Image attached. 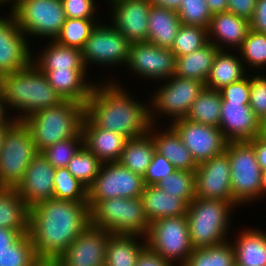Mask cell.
Here are the masks:
<instances>
[{"instance_id": "cell-1", "label": "cell", "mask_w": 266, "mask_h": 266, "mask_svg": "<svg viewBox=\"0 0 266 266\" xmlns=\"http://www.w3.org/2000/svg\"><path fill=\"white\" fill-rule=\"evenodd\" d=\"M89 225L88 202L50 198L29 209L28 234L38 258L58 259Z\"/></svg>"}, {"instance_id": "cell-2", "label": "cell", "mask_w": 266, "mask_h": 266, "mask_svg": "<svg viewBox=\"0 0 266 266\" xmlns=\"http://www.w3.org/2000/svg\"><path fill=\"white\" fill-rule=\"evenodd\" d=\"M115 83L94 84L85 104V115L98 128L119 133L127 139L150 133L155 111L131 99V95Z\"/></svg>"}, {"instance_id": "cell-3", "label": "cell", "mask_w": 266, "mask_h": 266, "mask_svg": "<svg viewBox=\"0 0 266 266\" xmlns=\"http://www.w3.org/2000/svg\"><path fill=\"white\" fill-rule=\"evenodd\" d=\"M0 92L4 107L9 105L24 112L22 116L13 118L17 121H23L31 114L63 101L49 84L46 75L33 62L25 69L1 75Z\"/></svg>"}, {"instance_id": "cell-4", "label": "cell", "mask_w": 266, "mask_h": 266, "mask_svg": "<svg viewBox=\"0 0 266 266\" xmlns=\"http://www.w3.org/2000/svg\"><path fill=\"white\" fill-rule=\"evenodd\" d=\"M85 105L63 100L56 106L39 110L23 121L30 128L37 150L74 137H83Z\"/></svg>"}, {"instance_id": "cell-5", "label": "cell", "mask_w": 266, "mask_h": 266, "mask_svg": "<svg viewBox=\"0 0 266 266\" xmlns=\"http://www.w3.org/2000/svg\"><path fill=\"white\" fill-rule=\"evenodd\" d=\"M90 225L112 234L147 237L150 222L139 198H112L88 201Z\"/></svg>"}, {"instance_id": "cell-6", "label": "cell", "mask_w": 266, "mask_h": 266, "mask_svg": "<svg viewBox=\"0 0 266 266\" xmlns=\"http://www.w3.org/2000/svg\"><path fill=\"white\" fill-rule=\"evenodd\" d=\"M233 207L236 208L235 203L217 199L195 197L191 201L186 215L194 249L215 246L227 241L225 235Z\"/></svg>"}, {"instance_id": "cell-7", "label": "cell", "mask_w": 266, "mask_h": 266, "mask_svg": "<svg viewBox=\"0 0 266 266\" xmlns=\"http://www.w3.org/2000/svg\"><path fill=\"white\" fill-rule=\"evenodd\" d=\"M39 153L30 128L24 121L14 120L5 129L0 149V187L16 188Z\"/></svg>"}, {"instance_id": "cell-8", "label": "cell", "mask_w": 266, "mask_h": 266, "mask_svg": "<svg viewBox=\"0 0 266 266\" xmlns=\"http://www.w3.org/2000/svg\"><path fill=\"white\" fill-rule=\"evenodd\" d=\"M225 153L230 160L233 203L237 207L261 196L262 169L258 165L253 145L249 141H232Z\"/></svg>"}, {"instance_id": "cell-9", "label": "cell", "mask_w": 266, "mask_h": 266, "mask_svg": "<svg viewBox=\"0 0 266 266\" xmlns=\"http://www.w3.org/2000/svg\"><path fill=\"white\" fill-rule=\"evenodd\" d=\"M11 13L27 36L37 35L54 40L66 21L62 0H9Z\"/></svg>"}, {"instance_id": "cell-10", "label": "cell", "mask_w": 266, "mask_h": 266, "mask_svg": "<svg viewBox=\"0 0 266 266\" xmlns=\"http://www.w3.org/2000/svg\"><path fill=\"white\" fill-rule=\"evenodd\" d=\"M146 242L152 251L161 255L165 260L170 263L179 261L180 266H183L194 250L191 244L187 215L152 221Z\"/></svg>"}, {"instance_id": "cell-11", "label": "cell", "mask_w": 266, "mask_h": 266, "mask_svg": "<svg viewBox=\"0 0 266 266\" xmlns=\"http://www.w3.org/2000/svg\"><path fill=\"white\" fill-rule=\"evenodd\" d=\"M144 187V177L119 162L102 163L98 176L88 188V201L139 198Z\"/></svg>"}, {"instance_id": "cell-12", "label": "cell", "mask_w": 266, "mask_h": 266, "mask_svg": "<svg viewBox=\"0 0 266 266\" xmlns=\"http://www.w3.org/2000/svg\"><path fill=\"white\" fill-rule=\"evenodd\" d=\"M130 43L112 25L97 24L82 50L83 62L118 65L127 64Z\"/></svg>"}, {"instance_id": "cell-13", "label": "cell", "mask_w": 266, "mask_h": 266, "mask_svg": "<svg viewBox=\"0 0 266 266\" xmlns=\"http://www.w3.org/2000/svg\"><path fill=\"white\" fill-rule=\"evenodd\" d=\"M161 87L152 98L151 108L154 107V110H160L159 112L163 115L172 116V120L177 121L186 118L205 84L198 80L174 75Z\"/></svg>"}, {"instance_id": "cell-14", "label": "cell", "mask_w": 266, "mask_h": 266, "mask_svg": "<svg viewBox=\"0 0 266 266\" xmlns=\"http://www.w3.org/2000/svg\"><path fill=\"white\" fill-rule=\"evenodd\" d=\"M170 125L180 135L197 165L225 152L228 141L219 127L196 123L186 118L173 121Z\"/></svg>"}, {"instance_id": "cell-15", "label": "cell", "mask_w": 266, "mask_h": 266, "mask_svg": "<svg viewBox=\"0 0 266 266\" xmlns=\"http://www.w3.org/2000/svg\"><path fill=\"white\" fill-rule=\"evenodd\" d=\"M195 186L198 198L233 202L230 160L225 152L198 164Z\"/></svg>"}, {"instance_id": "cell-16", "label": "cell", "mask_w": 266, "mask_h": 266, "mask_svg": "<svg viewBox=\"0 0 266 266\" xmlns=\"http://www.w3.org/2000/svg\"><path fill=\"white\" fill-rule=\"evenodd\" d=\"M126 65L131 71L148 79L168 80L175 75L176 57L170 49L139 42L130 44Z\"/></svg>"}, {"instance_id": "cell-17", "label": "cell", "mask_w": 266, "mask_h": 266, "mask_svg": "<svg viewBox=\"0 0 266 266\" xmlns=\"http://www.w3.org/2000/svg\"><path fill=\"white\" fill-rule=\"evenodd\" d=\"M112 233L89 225L58 258L62 266H105Z\"/></svg>"}, {"instance_id": "cell-18", "label": "cell", "mask_w": 266, "mask_h": 266, "mask_svg": "<svg viewBox=\"0 0 266 266\" xmlns=\"http://www.w3.org/2000/svg\"><path fill=\"white\" fill-rule=\"evenodd\" d=\"M9 18L0 16V76L25 69L33 62L25 33L13 15Z\"/></svg>"}, {"instance_id": "cell-19", "label": "cell", "mask_w": 266, "mask_h": 266, "mask_svg": "<svg viewBox=\"0 0 266 266\" xmlns=\"http://www.w3.org/2000/svg\"><path fill=\"white\" fill-rule=\"evenodd\" d=\"M112 26L123 34L130 44L147 42L150 0H110Z\"/></svg>"}, {"instance_id": "cell-20", "label": "cell", "mask_w": 266, "mask_h": 266, "mask_svg": "<svg viewBox=\"0 0 266 266\" xmlns=\"http://www.w3.org/2000/svg\"><path fill=\"white\" fill-rule=\"evenodd\" d=\"M250 102H228L221 97L219 128L228 142L249 141L260 133V119Z\"/></svg>"}, {"instance_id": "cell-21", "label": "cell", "mask_w": 266, "mask_h": 266, "mask_svg": "<svg viewBox=\"0 0 266 266\" xmlns=\"http://www.w3.org/2000/svg\"><path fill=\"white\" fill-rule=\"evenodd\" d=\"M55 168L39 153L26 168L16 191L29 209L53 198Z\"/></svg>"}, {"instance_id": "cell-22", "label": "cell", "mask_w": 266, "mask_h": 266, "mask_svg": "<svg viewBox=\"0 0 266 266\" xmlns=\"http://www.w3.org/2000/svg\"><path fill=\"white\" fill-rule=\"evenodd\" d=\"M84 146L102 163L118 162L125 143V136L98 128L86 115L82 125Z\"/></svg>"}, {"instance_id": "cell-23", "label": "cell", "mask_w": 266, "mask_h": 266, "mask_svg": "<svg viewBox=\"0 0 266 266\" xmlns=\"http://www.w3.org/2000/svg\"><path fill=\"white\" fill-rule=\"evenodd\" d=\"M250 29L251 26L248 20L227 11L213 14L207 30L208 35H210L208 36L209 42L213 43L219 50H224L222 43H227L232 48L235 46L238 49L247 37ZM214 37L216 40H213Z\"/></svg>"}, {"instance_id": "cell-24", "label": "cell", "mask_w": 266, "mask_h": 266, "mask_svg": "<svg viewBox=\"0 0 266 266\" xmlns=\"http://www.w3.org/2000/svg\"><path fill=\"white\" fill-rule=\"evenodd\" d=\"M141 199L150 223L161 218L180 217L188 211L189 204L183 198L171 195L156 185H145Z\"/></svg>"}, {"instance_id": "cell-25", "label": "cell", "mask_w": 266, "mask_h": 266, "mask_svg": "<svg viewBox=\"0 0 266 266\" xmlns=\"http://www.w3.org/2000/svg\"><path fill=\"white\" fill-rule=\"evenodd\" d=\"M49 84L63 98L83 105L91 96L94 85L85 82L87 70H40Z\"/></svg>"}, {"instance_id": "cell-26", "label": "cell", "mask_w": 266, "mask_h": 266, "mask_svg": "<svg viewBox=\"0 0 266 266\" xmlns=\"http://www.w3.org/2000/svg\"><path fill=\"white\" fill-rule=\"evenodd\" d=\"M181 24L176 10L152 4L148 17L147 42L171 49Z\"/></svg>"}, {"instance_id": "cell-27", "label": "cell", "mask_w": 266, "mask_h": 266, "mask_svg": "<svg viewBox=\"0 0 266 266\" xmlns=\"http://www.w3.org/2000/svg\"><path fill=\"white\" fill-rule=\"evenodd\" d=\"M154 133L151 132L150 135L154 140L156 151L166 157L176 170L196 171L197 163L172 126L167 128L166 132Z\"/></svg>"}, {"instance_id": "cell-28", "label": "cell", "mask_w": 266, "mask_h": 266, "mask_svg": "<svg viewBox=\"0 0 266 266\" xmlns=\"http://www.w3.org/2000/svg\"><path fill=\"white\" fill-rule=\"evenodd\" d=\"M42 53V54H41ZM33 64L39 70H87L83 62L82 50L68 47L53 40Z\"/></svg>"}, {"instance_id": "cell-29", "label": "cell", "mask_w": 266, "mask_h": 266, "mask_svg": "<svg viewBox=\"0 0 266 266\" xmlns=\"http://www.w3.org/2000/svg\"><path fill=\"white\" fill-rule=\"evenodd\" d=\"M29 208L16 188L0 187V228L28 233Z\"/></svg>"}, {"instance_id": "cell-30", "label": "cell", "mask_w": 266, "mask_h": 266, "mask_svg": "<svg viewBox=\"0 0 266 266\" xmlns=\"http://www.w3.org/2000/svg\"><path fill=\"white\" fill-rule=\"evenodd\" d=\"M238 56L218 50L216 53L205 87L221 90L223 87L246 77L243 61Z\"/></svg>"}, {"instance_id": "cell-31", "label": "cell", "mask_w": 266, "mask_h": 266, "mask_svg": "<svg viewBox=\"0 0 266 266\" xmlns=\"http://www.w3.org/2000/svg\"><path fill=\"white\" fill-rule=\"evenodd\" d=\"M218 48L211 42L188 55L176 58L175 75L205 84Z\"/></svg>"}, {"instance_id": "cell-32", "label": "cell", "mask_w": 266, "mask_h": 266, "mask_svg": "<svg viewBox=\"0 0 266 266\" xmlns=\"http://www.w3.org/2000/svg\"><path fill=\"white\" fill-rule=\"evenodd\" d=\"M240 234L233 243L235 266H266V234L257 229Z\"/></svg>"}, {"instance_id": "cell-33", "label": "cell", "mask_w": 266, "mask_h": 266, "mask_svg": "<svg viewBox=\"0 0 266 266\" xmlns=\"http://www.w3.org/2000/svg\"><path fill=\"white\" fill-rule=\"evenodd\" d=\"M156 151L155 143L149 132L126 141L119 163L144 177Z\"/></svg>"}, {"instance_id": "cell-34", "label": "cell", "mask_w": 266, "mask_h": 266, "mask_svg": "<svg viewBox=\"0 0 266 266\" xmlns=\"http://www.w3.org/2000/svg\"><path fill=\"white\" fill-rule=\"evenodd\" d=\"M139 235L111 234L108 239L105 266H136L137 259L147 246L139 244Z\"/></svg>"}, {"instance_id": "cell-35", "label": "cell", "mask_w": 266, "mask_h": 266, "mask_svg": "<svg viewBox=\"0 0 266 266\" xmlns=\"http://www.w3.org/2000/svg\"><path fill=\"white\" fill-rule=\"evenodd\" d=\"M221 115V94L218 90L204 87L193 102L186 119L219 127Z\"/></svg>"}, {"instance_id": "cell-36", "label": "cell", "mask_w": 266, "mask_h": 266, "mask_svg": "<svg viewBox=\"0 0 266 266\" xmlns=\"http://www.w3.org/2000/svg\"><path fill=\"white\" fill-rule=\"evenodd\" d=\"M183 266H235L233 243L195 248Z\"/></svg>"}, {"instance_id": "cell-37", "label": "cell", "mask_w": 266, "mask_h": 266, "mask_svg": "<svg viewBox=\"0 0 266 266\" xmlns=\"http://www.w3.org/2000/svg\"><path fill=\"white\" fill-rule=\"evenodd\" d=\"M53 198L73 202H88V188L76 179L67 167L56 168Z\"/></svg>"}, {"instance_id": "cell-38", "label": "cell", "mask_w": 266, "mask_h": 266, "mask_svg": "<svg viewBox=\"0 0 266 266\" xmlns=\"http://www.w3.org/2000/svg\"><path fill=\"white\" fill-rule=\"evenodd\" d=\"M208 36L206 28L181 24L170 50L176 58L188 55L208 44Z\"/></svg>"}, {"instance_id": "cell-39", "label": "cell", "mask_w": 266, "mask_h": 266, "mask_svg": "<svg viewBox=\"0 0 266 266\" xmlns=\"http://www.w3.org/2000/svg\"><path fill=\"white\" fill-rule=\"evenodd\" d=\"M97 24L94 19L66 18L54 40L64 46L82 49Z\"/></svg>"}, {"instance_id": "cell-40", "label": "cell", "mask_w": 266, "mask_h": 266, "mask_svg": "<svg viewBox=\"0 0 266 266\" xmlns=\"http://www.w3.org/2000/svg\"><path fill=\"white\" fill-rule=\"evenodd\" d=\"M102 162L83 146L71 159L68 171L87 188H89L98 176Z\"/></svg>"}, {"instance_id": "cell-41", "label": "cell", "mask_w": 266, "mask_h": 266, "mask_svg": "<svg viewBox=\"0 0 266 266\" xmlns=\"http://www.w3.org/2000/svg\"><path fill=\"white\" fill-rule=\"evenodd\" d=\"M161 190L183 198L188 204L196 197L195 171L175 170L156 184Z\"/></svg>"}, {"instance_id": "cell-42", "label": "cell", "mask_w": 266, "mask_h": 266, "mask_svg": "<svg viewBox=\"0 0 266 266\" xmlns=\"http://www.w3.org/2000/svg\"><path fill=\"white\" fill-rule=\"evenodd\" d=\"M37 259L28 233L22 235L7 250L0 251V266H32Z\"/></svg>"}, {"instance_id": "cell-43", "label": "cell", "mask_w": 266, "mask_h": 266, "mask_svg": "<svg viewBox=\"0 0 266 266\" xmlns=\"http://www.w3.org/2000/svg\"><path fill=\"white\" fill-rule=\"evenodd\" d=\"M84 146L83 137H74L52 144L40 153L56 169L67 167L74 155Z\"/></svg>"}, {"instance_id": "cell-44", "label": "cell", "mask_w": 266, "mask_h": 266, "mask_svg": "<svg viewBox=\"0 0 266 266\" xmlns=\"http://www.w3.org/2000/svg\"><path fill=\"white\" fill-rule=\"evenodd\" d=\"M238 49L245 64L255 69L266 66V34L250 29Z\"/></svg>"}, {"instance_id": "cell-45", "label": "cell", "mask_w": 266, "mask_h": 266, "mask_svg": "<svg viewBox=\"0 0 266 266\" xmlns=\"http://www.w3.org/2000/svg\"><path fill=\"white\" fill-rule=\"evenodd\" d=\"M177 13L182 24L201 26L206 29L212 19L206 0H181Z\"/></svg>"}, {"instance_id": "cell-46", "label": "cell", "mask_w": 266, "mask_h": 266, "mask_svg": "<svg viewBox=\"0 0 266 266\" xmlns=\"http://www.w3.org/2000/svg\"><path fill=\"white\" fill-rule=\"evenodd\" d=\"M175 170L174 165L166 157L155 151L147 172L144 175V183L145 185H156L171 175Z\"/></svg>"}, {"instance_id": "cell-47", "label": "cell", "mask_w": 266, "mask_h": 266, "mask_svg": "<svg viewBox=\"0 0 266 266\" xmlns=\"http://www.w3.org/2000/svg\"><path fill=\"white\" fill-rule=\"evenodd\" d=\"M249 106L259 119L266 115V76L254 75L250 79Z\"/></svg>"}, {"instance_id": "cell-48", "label": "cell", "mask_w": 266, "mask_h": 266, "mask_svg": "<svg viewBox=\"0 0 266 266\" xmlns=\"http://www.w3.org/2000/svg\"><path fill=\"white\" fill-rule=\"evenodd\" d=\"M66 18L94 19V0H62Z\"/></svg>"}, {"instance_id": "cell-49", "label": "cell", "mask_w": 266, "mask_h": 266, "mask_svg": "<svg viewBox=\"0 0 266 266\" xmlns=\"http://www.w3.org/2000/svg\"><path fill=\"white\" fill-rule=\"evenodd\" d=\"M221 97L228 102H250V78L247 76L219 90Z\"/></svg>"}, {"instance_id": "cell-50", "label": "cell", "mask_w": 266, "mask_h": 266, "mask_svg": "<svg viewBox=\"0 0 266 266\" xmlns=\"http://www.w3.org/2000/svg\"><path fill=\"white\" fill-rule=\"evenodd\" d=\"M227 11L248 20H252L257 0H227Z\"/></svg>"}, {"instance_id": "cell-51", "label": "cell", "mask_w": 266, "mask_h": 266, "mask_svg": "<svg viewBox=\"0 0 266 266\" xmlns=\"http://www.w3.org/2000/svg\"><path fill=\"white\" fill-rule=\"evenodd\" d=\"M136 266H173L172 263L165 260L161 255L152 251L146 246L140 253Z\"/></svg>"}, {"instance_id": "cell-52", "label": "cell", "mask_w": 266, "mask_h": 266, "mask_svg": "<svg viewBox=\"0 0 266 266\" xmlns=\"http://www.w3.org/2000/svg\"><path fill=\"white\" fill-rule=\"evenodd\" d=\"M250 26L252 30L266 34V0H257Z\"/></svg>"}, {"instance_id": "cell-53", "label": "cell", "mask_w": 266, "mask_h": 266, "mask_svg": "<svg viewBox=\"0 0 266 266\" xmlns=\"http://www.w3.org/2000/svg\"><path fill=\"white\" fill-rule=\"evenodd\" d=\"M253 145L258 165L263 170H266V137L258 135L249 140Z\"/></svg>"}, {"instance_id": "cell-54", "label": "cell", "mask_w": 266, "mask_h": 266, "mask_svg": "<svg viewBox=\"0 0 266 266\" xmlns=\"http://www.w3.org/2000/svg\"><path fill=\"white\" fill-rule=\"evenodd\" d=\"M23 234L19 230L0 228V251L7 250Z\"/></svg>"}, {"instance_id": "cell-55", "label": "cell", "mask_w": 266, "mask_h": 266, "mask_svg": "<svg viewBox=\"0 0 266 266\" xmlns=\"http://www.w3.org/2000/svg\"><path fill=\"white\" fill-rule=\"evenodd\" d=\"M210 12L213 14L227 12V0H206Z\"/></svg>"}, {"instance_id": "cell-56", "label": "cell", "mask_w": 266, "mask_h": 266, "mask_svg": "<svg viewBox=\"0 0 266 266\" xmlns=\"http://www.w3.org/2000/svg\"><path fill=\"white\" fill-rule=\"evenodd\" d=\"M150 2L158 7L178 10L181 5V0H150Z\"/></svg>"}, {"instance_id": "cell-57", "label": "cell", "mask_w": 266, "mask_h": 266, "mask_svg": "<svg viewBox=\"0 0 266 266\" xmlns=\"http://www.w3.org/2000/svg\"><path fill=\"white\" fill-rule=\"evenodd\" d=\"M32 266H62L58 259L38 258Z\"/></svg>"}, {"instance_id": "cell-58", "label": "cell", "mask_w": 266, "mask_h": 266, "mask_svg": "<svg viewBox=\"0 0 266 266\" xmlns=\"http://www.w3.org/2000/svg\"><path fill=\"white\" fill-rule=\"evenodd\" d=\"M7 108L3 105L2 95L0 92V124H11L14 119H9L6 115Z\"/></svg>"}, {"instance_id": "cell-59", "label": "cell", "mask_w": 266, "mask_h": 266, "mask_svg": "<svg viewBox=\"0 0 266 266\" xmlns=\"http://www.w3.org/2000/svg\"><path fill=\"white\" fill-rule=\"evenodd\" d=\"M266 192V170L262 171L261 174V196Z\"/></svg>"}, {"instance_id": "cell-60", "label": "cell", "mask_w": 266, "mask_h": 266, "mask_svg": "<svg viewBox=\"0 0 266 266\" xmlns=\"http://www.w3.org/2000/svg\"><path fill=\"white\" fill-rule=\"evenodd\" d=\"M259 135L266 137V115L260 119V133Z\"/></svg>"}, {"instance_id": "cell-61", "label": "cell", "mask_w": 266, "mask_h": 266, "mask_svg": "<svg viewBox=\"0 0 266 266\" xmlns=\"http://www.w3.org/2000/svg\"><path fill=\"white\" fill-rule=\"evenodd\" d=\"M10 124H0V149L2 147V141L5 133V129L9 126Z\"/></svg>"}, {"instance_id": "cell-62", "label": "cell", "mask_w": 266, "mask_h": 266, "mask_svg": "<svg viewBox=\"0 0 266 266\" xmlns=\"http://www.w3.org/2000/svg\"><path fill=\"white\" fill-rule=\"evenodd\" d=\"M7 2H9V0H0V4L7 3Z\"/></svg>"}]
</instances>
